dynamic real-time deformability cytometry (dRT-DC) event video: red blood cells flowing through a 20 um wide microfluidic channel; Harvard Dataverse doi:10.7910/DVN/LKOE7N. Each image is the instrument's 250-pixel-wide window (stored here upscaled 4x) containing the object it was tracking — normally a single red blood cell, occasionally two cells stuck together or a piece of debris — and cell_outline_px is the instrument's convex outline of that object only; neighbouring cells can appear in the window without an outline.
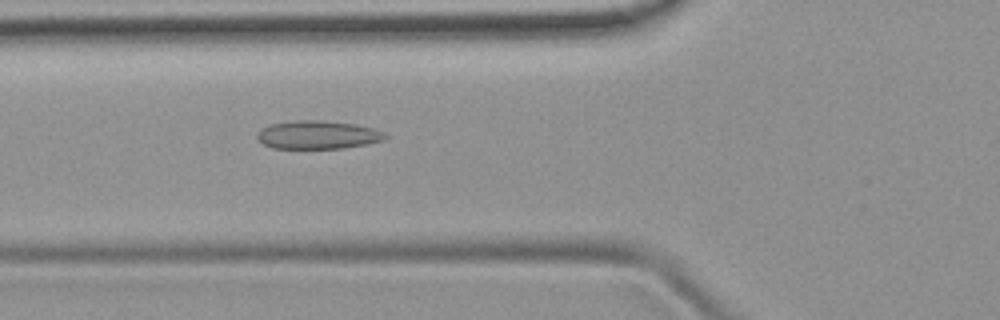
{"species": "common noctule bat (a hibernating species)", "species_latin": "Nyctalus noctula", "temperature_condition": "room temperature", "stored_images_in_passage": 50, "camera_frame_rate_fps": 3000, "um_per_image_px": 0.085, "animal": {"sex": "female", "body_mass_g": 19.9}, "frame": {"image": 1, "passage_image": 18, "time_ms": 5.667, "image_size_px": [1000, 320], "cell_outline_px": [[388, 136], [384, 140], [368, 144], [344, 148], [272, 148], [256, 140], [256, 136], [260, 128], [272, 124], [296, 120], [324, 120], [356, 124], [372, 128], [384, 132]], "centroid_in_image_um": [27.01, 11.46], "position_along_channel_um": 98.8, "area_um2": 21.27}}
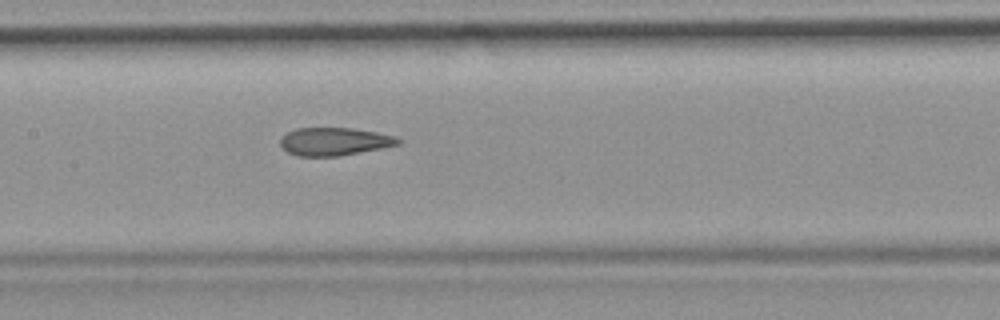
{"frame": {"image": 2, "passage_image": 24, "time_ms": 7.667, "image_size_px": [1000, 320], "cell_outline_px": [[400, 144], [340, 156], [296, 156], [288, 152], [280, 144], [280, 136], [296, 128], [352, 128], [376, 132], [396, 136], [400, 140]], "centroid_in_image_um": [28.39, 12.02], "position_along_channel_um": 179.0, "area_um2": 19.13}}
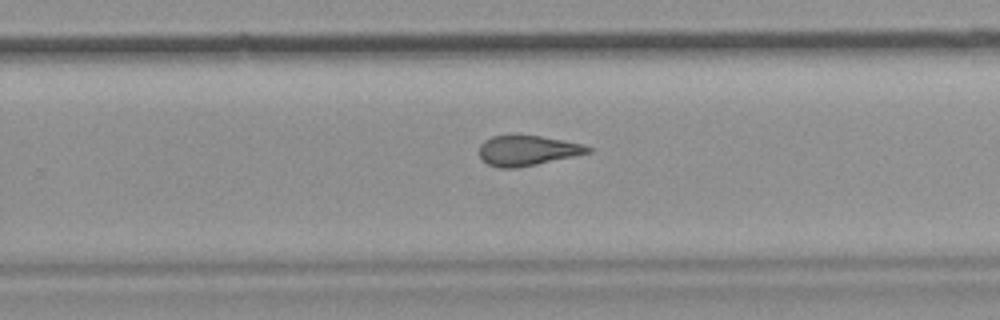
{"frame": {"image": 3, "passage_image": 32, "time_ms": 10.333, "image_size_px": [1000, 320], "cell_outline_px": [[592, 152], [536, 164], [516, 168], [500, 168], [488, 164], [480, 156], [480, 144], [484, 140], [492, 136], [512, 132], [540, 136], [564, 140], [584, 144], [592, 148]], "centroid_in_image_um": [44.81, 12.75], "position_along_channel_um": 285.0, "area_um2": 19.54}, "authors_computed_cell_mechanics": {"area_um2": 20.5479, "velocity_mm_per_s": 3.9947, "shape_relaxation_time_tau1_ms": null, "shape_relaxation_time_tau2_ms": 2.1426, "deformation_change_tau1": null, "deformation_change_tau2": 0.1155}}